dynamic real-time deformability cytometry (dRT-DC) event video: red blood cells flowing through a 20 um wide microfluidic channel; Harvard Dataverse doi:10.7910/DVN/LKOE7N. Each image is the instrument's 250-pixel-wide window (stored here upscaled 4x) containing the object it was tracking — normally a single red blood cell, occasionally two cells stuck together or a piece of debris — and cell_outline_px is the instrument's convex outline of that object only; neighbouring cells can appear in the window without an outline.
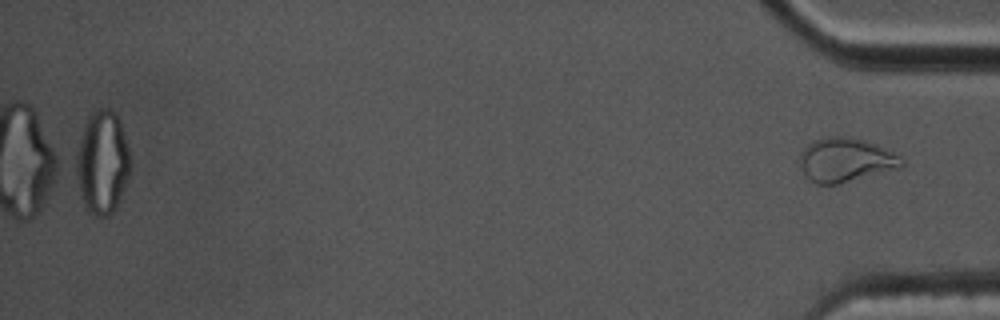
{"species": "common noctule bat (a hibernating species)", "species_latin": "Nyctalus noctula", "temperature_condition": "cold", "stored_images_in_passage": 39, "camera_frame_rate_fps": 3000, "um_per_image_px": 0.085, "animal": {"sex": "male", "body_mass_g": 17.5, "forearm_length_mm": 52.3}, "frame": {"image": 1, "passage_image": 39, "time_ms": 12.667, "image_size_px": [1000, 320], "cell_outline_px": [[904, 164], [900, 168], [836, 184], [816, 184], [808, 180], [800, 164], [800, 152], [812, 140], [828, 136], [840, 136], [864, 140], [892, 152], [900, 156], [904, 160]], "centroid_in_image_um": [71.85, 13.6], "position_along_channel_um": 363.4, "area_um2": 25.89}, "authors_computed_cell_mechanics": {"area_um2": 19.363, "velocity_mm_per_s": 3.5513, "shape_relaxation_time_tau1_ms": null, "shape_relaxation_time_tau2_ms": 2.3018, "deformation_change_tau1": null, "deformation_change_tau2": 0.0704}}